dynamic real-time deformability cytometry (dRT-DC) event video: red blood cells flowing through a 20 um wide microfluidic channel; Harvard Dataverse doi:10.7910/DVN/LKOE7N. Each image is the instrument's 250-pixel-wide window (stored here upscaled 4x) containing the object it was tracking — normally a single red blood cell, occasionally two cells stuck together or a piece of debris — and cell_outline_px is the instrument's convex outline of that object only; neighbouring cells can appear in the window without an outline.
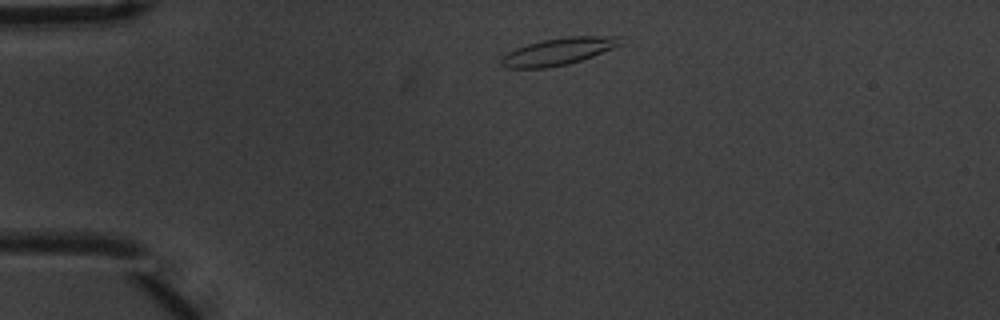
{"species": "common noctule bat (a hibernating species)", "species_latin": "Nyctalus noctula", "temperature_condition": "warm", "stored_images_in_passage": 3, "camera_frame_rate_fps": 3000, "um_per_image_px": 0.085, "animal": {"sex": "male", "body_mass_g": 20.1, "forearm_length_mm": 53.5}, "frame": {"image": 1, "passage_image": 1, "time_ms": 0.0, "image_size_px": [1000, 320], "cell_outline_px": [[624, 44], [592, 56], [568, 64], [544, 68], [508, 68], [500, 64], [500, 56], [516, 48], [528, 44], [544, 40], [568, 36], [624, 36]], "centroid_in_image_um": [47.5, 4.36], "position_along_channel_um": 37.5, "area_um2": 18.9}}